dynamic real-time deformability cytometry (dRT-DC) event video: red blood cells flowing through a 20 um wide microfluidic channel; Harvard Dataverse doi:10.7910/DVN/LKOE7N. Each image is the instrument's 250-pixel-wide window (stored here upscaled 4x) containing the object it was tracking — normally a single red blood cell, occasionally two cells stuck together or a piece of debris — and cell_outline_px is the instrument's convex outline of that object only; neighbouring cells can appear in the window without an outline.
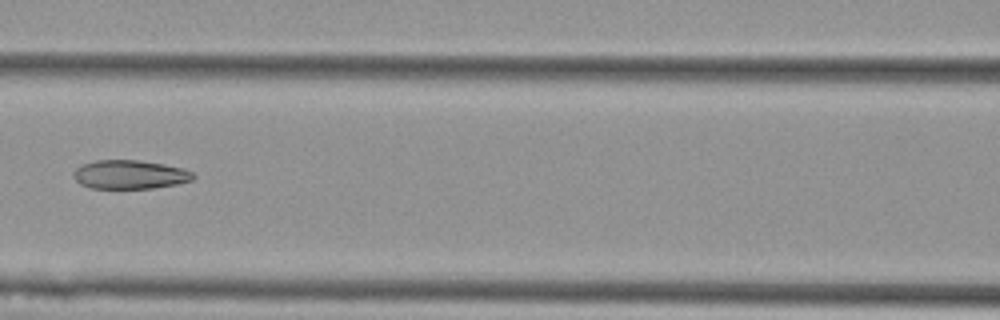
{"species": "Egyptian fruit bat (a non-hibernating species)", "species_latin": "Rousettus aegyptiacus", "temperature_condition": "cold", "stored_images_in_passage": 7, "camera_frame_rate_fps": 3000, "um_per_image_px": 0.085, "animal": {"sex": "female"}, "frame": {"image": 1, "passage_image": 7, "time_ms": 2.0, "image_size_px": [1000, 320], "cell_outline_px": [[196, 176], [192, 180], [176, 184], [152, 188], [92, 188], [80, 184], [72, 176], [72, 172], [80, 164], [96, 160], [140, 160], [164, 164], [184, 168], [192, 172]], "centroid_in_image_um": [11.02, 14.82], "position_along_channel_um": 155.6, "area_um2": 20.23}}